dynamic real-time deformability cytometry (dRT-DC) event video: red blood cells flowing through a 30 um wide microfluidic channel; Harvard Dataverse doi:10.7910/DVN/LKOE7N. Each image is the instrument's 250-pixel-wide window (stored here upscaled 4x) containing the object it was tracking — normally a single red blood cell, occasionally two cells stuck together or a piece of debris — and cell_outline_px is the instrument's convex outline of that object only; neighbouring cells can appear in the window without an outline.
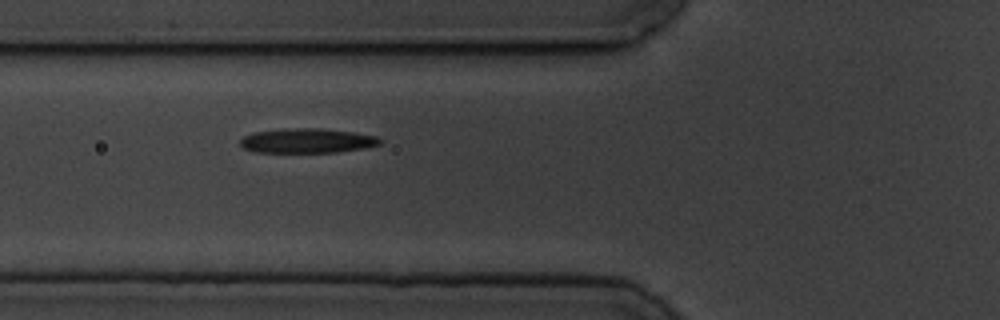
{"species": "common noctule bat (a hibernating species)", "species_latin": "Nyctalus noctula", "temperature_condition": "cold", "stored_images_in_passage": 4, "camera_frame_rate_fps": 3000, "um_per_image_px": 0.085, "animal": {"sex": "male", "body_mass_g": 19.5, "forearm_length_mm": 54.6}, "frame": {"image": 1, "passage_image": 4, "time_ms": 3.667, "image_size_px": [1000, 320], "cell_outline_px": [[384, 140], [380, 144], [364, 148], [336, 152], [256, 152], [244, 148], [240, 144], [240, 140], [244, 136], [252, 132], [284, 128], [324, 128], [352, 132], [376, 136]], "centroid_in_image_um": [26.1, 11.95], "position_along_channel_um": 99.7, "area_um2": 20.11}}